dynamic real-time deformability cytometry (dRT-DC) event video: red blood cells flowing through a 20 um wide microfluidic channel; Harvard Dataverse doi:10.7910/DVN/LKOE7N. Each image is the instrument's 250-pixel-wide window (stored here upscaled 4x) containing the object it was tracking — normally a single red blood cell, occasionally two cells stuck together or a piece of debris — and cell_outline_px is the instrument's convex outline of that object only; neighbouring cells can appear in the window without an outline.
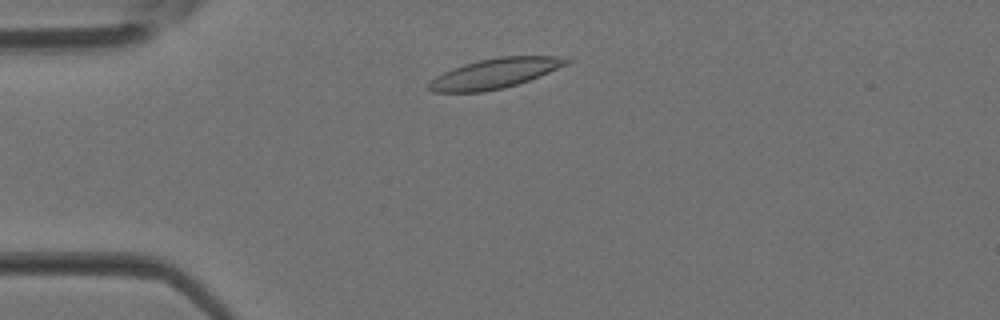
{"species": "Egyptian fruit bat (a non-hibernating species)", "species_latin": "Rousettus aegyptiacus", "temperature_condition": "room temperature", "stored_images_in_passage": 1, "camera_frame_rate_fps": 3000, "um_per_image_px": 0.085, "animal": {"sex": "female"}, "frame": {"image": 1, "passage_image": 1, "time_ms": 0.0, "image_size_px": [1000, 320], "cell_outline_px": [[572, 60], [568, 64], [540, 76], [504, 88], [480, 92], [432, 92], [424, 88], [436, 76], [452, 68], [464, 64], [480, 60], [500, 56], [564, 56]], "centroid_in_image_um": [42.06, 6.24], "position_along_channel_um": 42.9, "area_um2": 24.04}}